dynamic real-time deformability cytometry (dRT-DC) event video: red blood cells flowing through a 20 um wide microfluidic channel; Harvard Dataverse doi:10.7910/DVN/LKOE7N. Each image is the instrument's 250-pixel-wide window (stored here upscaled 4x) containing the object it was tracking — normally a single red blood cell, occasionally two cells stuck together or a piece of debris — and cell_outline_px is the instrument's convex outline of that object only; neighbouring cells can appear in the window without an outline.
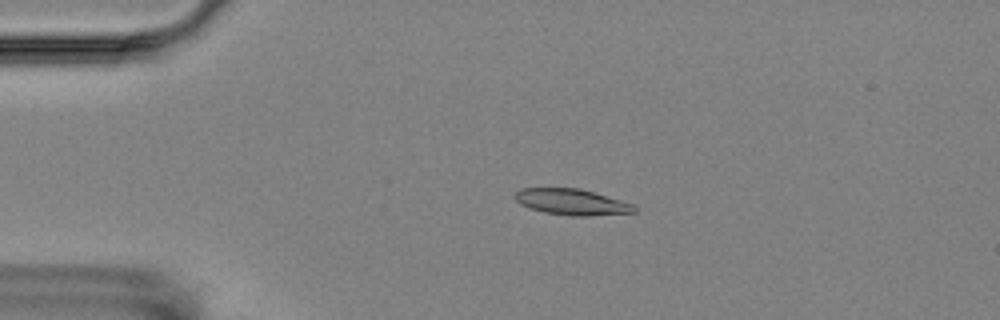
{"species": "Egyptian fruit bat (a non-hibernating species)", "species_latin": "Rousettus aegyptiacus", "temperature_condition": "room temperature", "stored_images_in_passage": 6, "camera_frame_rate_fps": 3000, "um_per_image_px": 0.085, "animal": {"sex": "female"}, "frame": {"image": 1, "passage_image": 3, "time_ms": 2.333, "image_size_px": [1000, 320], "cell_outline_px": [[636, 212], [588, 216], [572, 216], [544, 212], [528, 208], [520, 204], [512, 196], [520, 188], [580, 188], [636, 204]], "centroid_in_image_um": [48.6, 17.16], "position_along_channel_um": 36.4, "area_um2": 18.32}}